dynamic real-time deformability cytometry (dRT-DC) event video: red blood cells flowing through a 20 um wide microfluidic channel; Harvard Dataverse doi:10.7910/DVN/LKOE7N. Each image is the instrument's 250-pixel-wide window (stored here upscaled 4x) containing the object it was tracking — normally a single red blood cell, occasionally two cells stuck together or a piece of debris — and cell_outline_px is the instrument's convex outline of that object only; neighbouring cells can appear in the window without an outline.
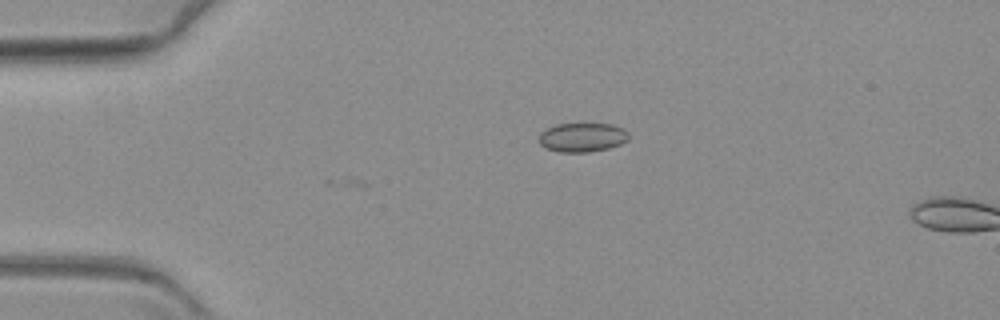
{"species": "common noctule bat (a hibernating species)", "species_latin": "Nyctalus noctula", "temperature_condition": "warm", "stored_images_in_passage": 8, "camera_frame_rate_fps": 3000, "um_per_image_px": 0.085, "animal": {"sex": "female", "body_mass_g": 19.3, "forearm_length_mm": 54.1}, "frame": {"image": 1, "passage_image": 8, "time_ms": 2.333, "image_size_px": [1000, 320], "cell_outline_px": [[628, 140], [620, 144], [608, 148], [588, 152], [560, 152], [544, 148], [540, 144], [540, 132], [556, 124], [612, 124], [624, 128], [628, 132]], "centroid_in_image_um": [49.5, 11.67], "position_along_channel_um": 35.5, "area_um2": 15.2}}